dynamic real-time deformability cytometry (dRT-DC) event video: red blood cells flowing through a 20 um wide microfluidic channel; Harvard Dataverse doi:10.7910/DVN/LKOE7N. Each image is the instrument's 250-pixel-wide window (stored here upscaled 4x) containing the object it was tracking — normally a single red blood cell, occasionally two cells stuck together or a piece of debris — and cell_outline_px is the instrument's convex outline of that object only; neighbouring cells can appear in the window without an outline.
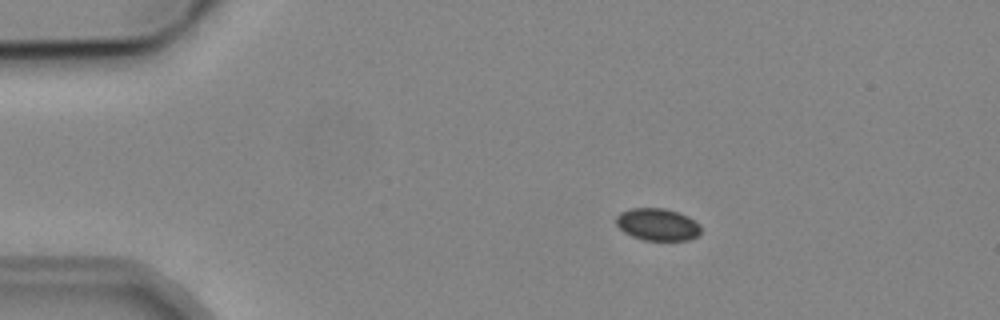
{"species": "common noctule bat (a hibernating species)", "species_latin": "Nyctalus noctula", "temperature_condition": "cold", "stored_images_in_passage": 5, "camera_frame_rate_fps": 3000, "um_per_image_px": 0.085, "animal": {"sex": "male", "body_mass_g": 19.2, "forearm_length_mm": 51.8}, "frame": {"image": 1, "passage_image": 3, "time_ms": 2.333, "image_size_px": [1000, 320], "cell_outline_px": [[700, 232], [696, 236], [688, 240], [644, 240], [632, 236], [624, 232], [616, 224], [616, 216], [620, 212], [632, 208], [664, 208], [688, 216], [700, 224]], "centroid_in_image_um": [55.87, 19.07], "position_along_channel_um": 29.1, "area_um2": 15.84}}